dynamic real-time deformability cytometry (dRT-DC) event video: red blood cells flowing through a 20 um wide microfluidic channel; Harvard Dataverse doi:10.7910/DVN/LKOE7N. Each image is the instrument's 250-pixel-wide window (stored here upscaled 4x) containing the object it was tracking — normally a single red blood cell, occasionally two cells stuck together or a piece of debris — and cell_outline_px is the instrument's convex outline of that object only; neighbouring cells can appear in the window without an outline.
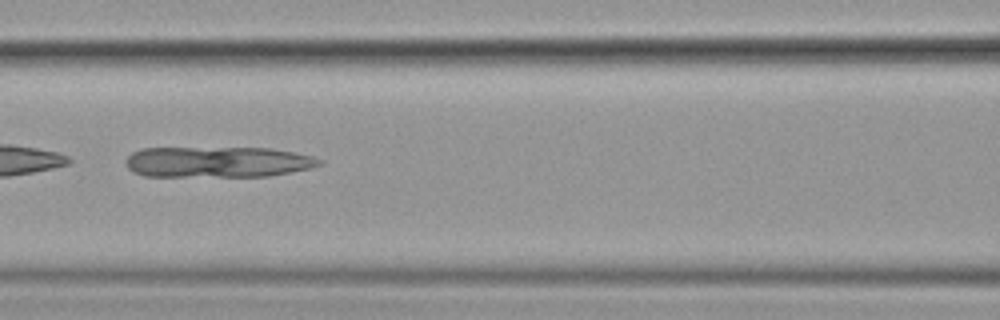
{"species": "common noctule bat (a hibernating species)", "species_latin": "Nyctalus noctula", "temperature_condition": "cold", "stored_images_in_passage": 53, "camera_frame_rate_fps": 3000, "um_per_image_px": 0.085, "animal": {"sex": "female", "body_mass_g": 19.9}, "frame": {"image": 1, "passage_image": 23, "time_ms": 7.333, "image_size_px": [1000, 320], "cell_outline_px": [[324, 160], [320, 164], [312, 168], [268, 176], [144, 176], [132, 172], [128, 168], [128, 156], [132, 152], [140, 148], [272, 148], [312, 156]], "centroid_in_image_um": [18.51, 13.76], "position_along_channel_um": 148.1, "area_um2": 34.74}}